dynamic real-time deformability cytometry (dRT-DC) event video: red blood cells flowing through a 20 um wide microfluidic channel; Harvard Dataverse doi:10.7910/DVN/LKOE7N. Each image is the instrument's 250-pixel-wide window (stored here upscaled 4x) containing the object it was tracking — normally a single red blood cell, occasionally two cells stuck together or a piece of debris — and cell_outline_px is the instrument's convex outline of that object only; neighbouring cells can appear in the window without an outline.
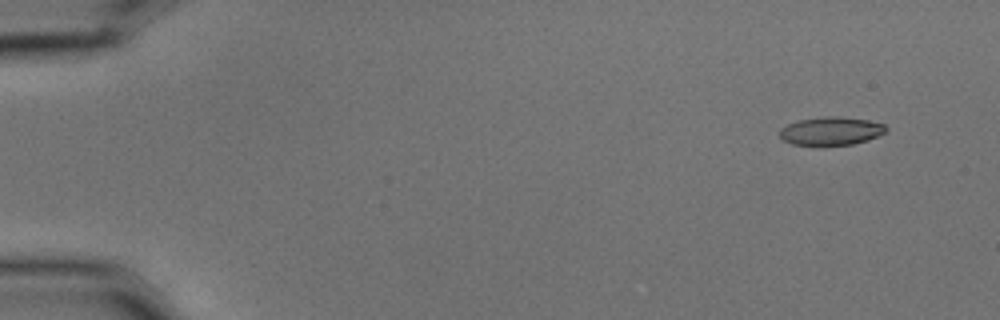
{"species": "common noctule bat (a hibernating species)", "species_latin": "Nyctalus noctula", "temperature_condition": "cold", "stored_images_in_passage": 5, "segment_of_instrument_passage": [2, 2], "camera_frame_rate_fps": 3000, "um_per_image_px": 0.085, "animal": {"sex": "male", "body_mass_g": 15.6}, "frame": {"image": 1, "passage_image": 5, "time_ms": 1.333, "image_size_px": [1000, 320], "cell_outline_px": [[888, 128], [884, 132], [868, 140], [852, 144], [792, 144], [784, 140], [780, 136], [780, 128], [788, 124], [800, 120], [824, 116], [836, 116], [868, 120], [884, 124]], "centroid_in_image_um": [70.64, 11.12], "position_along_channel_um": 14.4, "area_um2": 17.11}}